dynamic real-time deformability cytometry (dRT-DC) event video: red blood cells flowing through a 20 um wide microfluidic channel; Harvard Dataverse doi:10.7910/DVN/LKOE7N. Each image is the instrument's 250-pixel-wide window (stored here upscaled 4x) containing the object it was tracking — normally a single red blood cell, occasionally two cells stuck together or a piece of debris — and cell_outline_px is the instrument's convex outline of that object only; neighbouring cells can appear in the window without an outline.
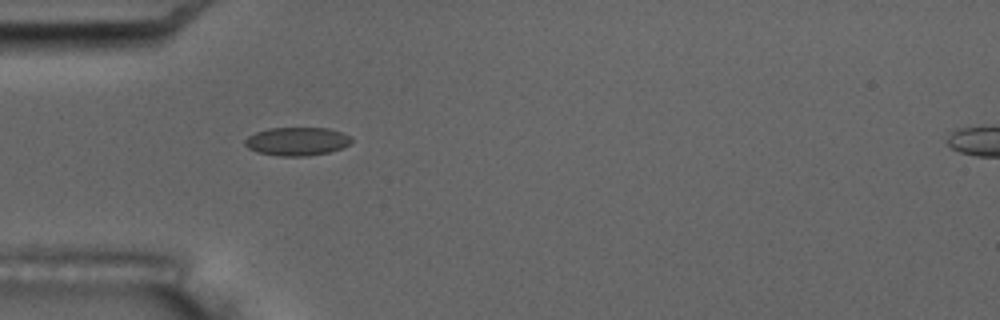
{"species": "common noctule bat (a hibernating species)", "species_latin": "Nyctalus noctula", "temperature_condition": "room temperature", "stored_images_in_passage": 6, "camera_frame_rate_fps": 3000, "um_per_image_px": 0.085, "animal": {"sex": "male", "body_mass_g": 17.5, "forearm_length_mm": 52.3}, "frame": {"image": 1, "passage_image": 4, "time_ms": 3.333, "image_size_px": [1000, 320], "cell_outline_px": [[352, 140], [348, 144], [340, 148], [328, 152], [304, 156], [280, 156], [256, 152], [248, 148], [244, 144], [244, 140], [248, 136], [256, 132], [268, 128], [328, 128], [340, 132], [348, 136]], "centroid_in_image_um": [25.18, 12.01], "position_along_channel_um": 59.8, "area_um2": 17.4}}